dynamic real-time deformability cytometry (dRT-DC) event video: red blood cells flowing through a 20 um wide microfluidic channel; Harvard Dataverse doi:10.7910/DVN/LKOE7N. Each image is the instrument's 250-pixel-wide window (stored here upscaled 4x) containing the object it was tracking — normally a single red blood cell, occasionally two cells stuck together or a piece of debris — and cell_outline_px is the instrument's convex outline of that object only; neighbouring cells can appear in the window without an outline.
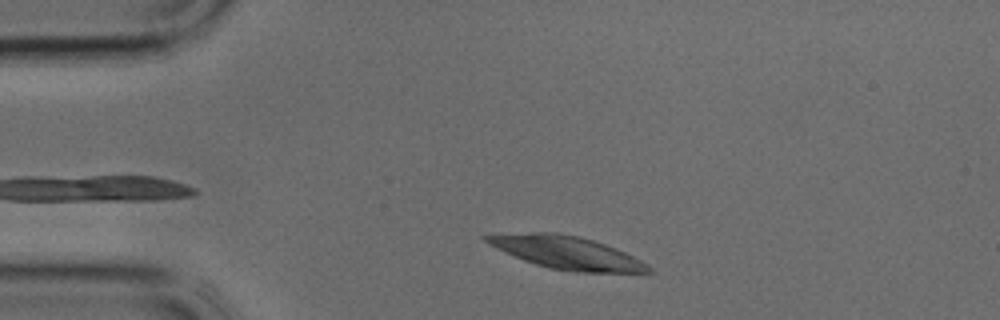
{"species": "common noctule bat (a hibernating species)", "species_latin": "Nyctalus noctula", "temperature_condition": "cold", "stored_images_in_passage": 26, "camera_frame_rate_fps": 3000, "um_per_image_px": 0.085, "animal": {"sex": "male", "body_mass_g": 17.9, "forearm_length_mm": 54.2}, "frame": {"image": 1, "passage_image": 2, "time_ms": 0.333, "image_size_px": [1000, 320], "cell_outline_px": [[652, 272], [572, 272], [548, 268], [524, 260], [488, 244], [480, 236], [532, 232], [556, 232], [580, 236], [616, 248], [640, 260], [652, 268]], "centroid_in_image_um": [48.16, 21.47], "position_along_channel_um": 36.8, "area_um2": 30.63}}
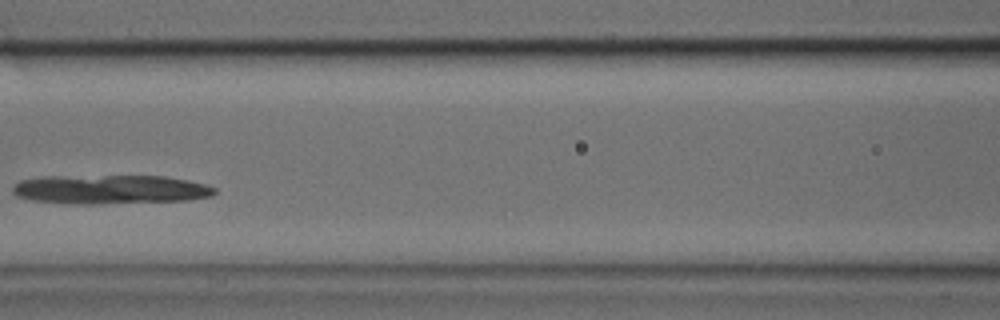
{"frame": {"image": 2, "passage_image": 11, "time_ms": 3.333, "image_size_px": [1000, 320], "cell_outline_px": [[216, 192], [212, 196], [188, 200], [104, 204], [72, 204], [32, 200], [16, 196], [12, 192], [12, 184], [20, 180], [44, 176], [168, 176], [188, 180], [204, 184], [216, 188]], "centroid_in_image_um": [9.34, 16.1], "position_along_channel_um": 157.3, "area_um2": 34.62}}
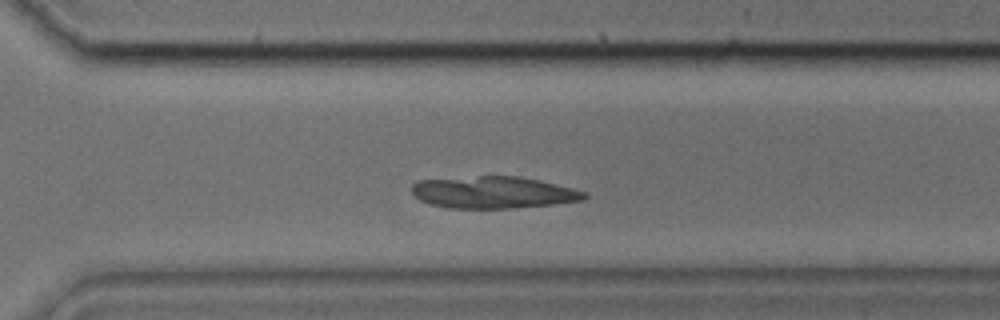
{"frame": {"image": 3, "passage_image": 21, "time_ms": 6.667, "image_size_px": [1000, 320], "cell_outline_px": [[588, 196], [584, 200], [552, 204], [512, 208], [448, 208], [428, 204], [420, 200], [412, 192], [412, 184], [420, 180], [480, 176], [520, 176], [556, 184], [588, 192]], "centroid_in_image_um": [41.95, 16.35], "position_along_channel_um": 328.7, "area_um2": 32.08}}